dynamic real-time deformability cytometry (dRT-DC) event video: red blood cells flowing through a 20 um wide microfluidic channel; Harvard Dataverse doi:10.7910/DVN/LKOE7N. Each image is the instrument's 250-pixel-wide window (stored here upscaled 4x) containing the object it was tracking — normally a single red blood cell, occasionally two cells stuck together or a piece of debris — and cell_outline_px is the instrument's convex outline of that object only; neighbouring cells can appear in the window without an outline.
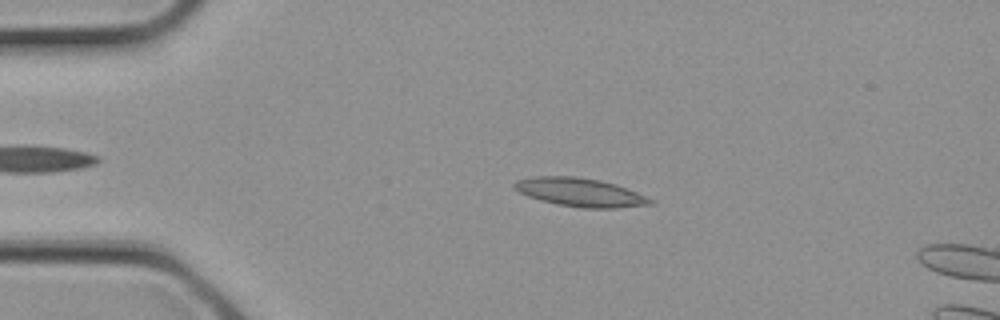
{"species": "common noctule bat (a hibernating species)", "species_latin": "Nyctalus noctula", "temperature_condition": "cold", "stored_images_in_passage": 7, "camera_frame_rate_fps": 3000, "um_per_image_px": 0.085, "animal": {"sex": "female", "body_mass_g": 21.9}, "frame": {"image": 1, "passage_image": 5, "time_ms": 1.333, "image_size_px": [1000, 320], "cell_outline_px": [[656, 204], [616, 208], [580, 208], [556, 204], [540, 200], [528, 196], [512, 188], [512, 184], [516, 180], [532, 176], [576, 176], [600, 180], [616, 184], [656, 200]], "centroid_in_image_um": [49.32, 16.35], "position_along_channel_um": 35.7, "area_um2": 22.89}}